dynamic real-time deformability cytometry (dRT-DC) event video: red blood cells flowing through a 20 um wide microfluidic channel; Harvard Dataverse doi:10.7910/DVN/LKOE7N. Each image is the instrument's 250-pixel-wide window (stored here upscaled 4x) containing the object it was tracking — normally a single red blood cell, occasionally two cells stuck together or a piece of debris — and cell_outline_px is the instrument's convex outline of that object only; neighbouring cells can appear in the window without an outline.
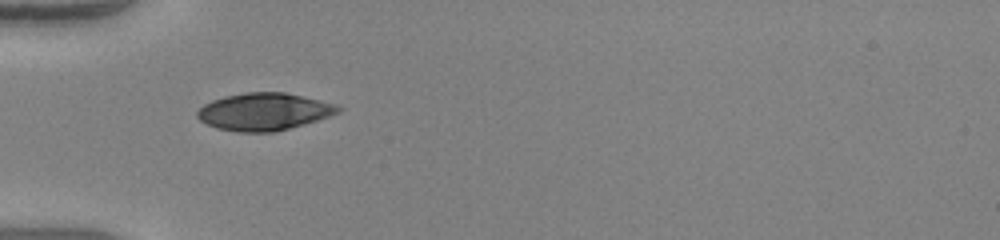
{"species": "human", "species_latin": "Homo sapiens", "temperature_condition": "warm", "stored_images_in_passage": 34, "camera_frame_rate_fps": 3000, "um_per_image_px": 0.085, "donor": {"sex": "female"}, "frame": {"image": 1, "passage_image": 1, "time_ms": 0.0, "image_size_px": [1000, 240], "cell_outline_px": [[344, 108], [340, 112], [304, 124], [272, 132], [236, 132], [216, 128], [200, 120], [196, 116], [196, 112], [204, 104], [212, 100], [224, 96], [244, 92], [284, 92], [336, 104]], "centroid_in_image_um": [22.42, 9.49], "position_along_channel_um": 62.6, "area_um2": 30.58}}
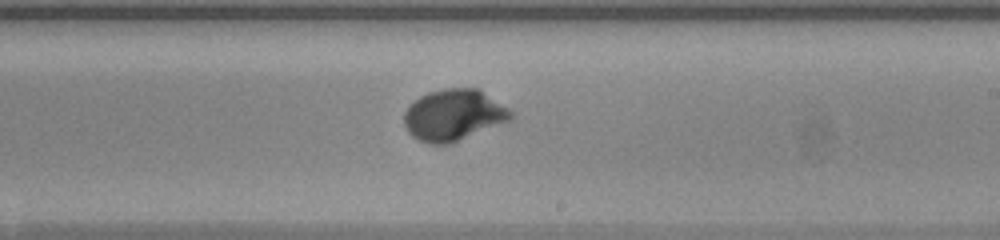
{"frame": {"image": 2, "passage_image": 15, "time_ms": 4.667, "image_size_px": [1000, 240], "cell_outline_px": [[512, 116], [508, 120], [448, 144], [428, 144], [412, 136], [408, 132], [404, 124], [404, 112], [408, 104], [420, 96], [428, 92], [444, 88], [476, 88], [508, 108], [512, 112]], "centroid_in_image_um": [38.47, 9.77], "position_along_channel_um": 250.5, "area_um2": 31.39}}
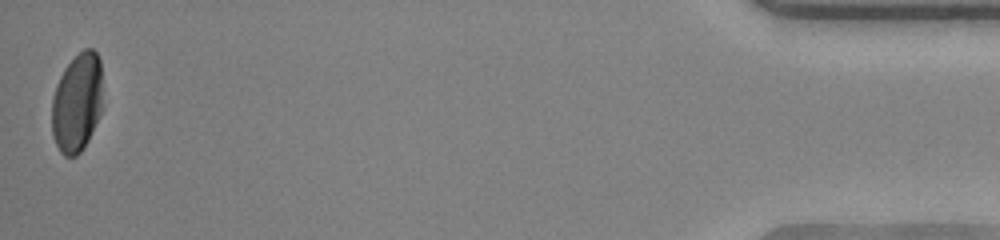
{"frame": {"image": 3, "passage_image": 34, "time_ms": 11.0, "image_size_px": [1000, 240], "cell_outline_px": [[104, 108], [84, 148], [76, 156], [64, 156], [60, 152], [52, 136], [52, 96], [56, 84], [64, 68], [84, 48], [92, 48], [96, 52], [100, 60]], "centroid_in_image_um": [6.57, 8.73], "position_along_channel_um": 428.6, "area_um2": 29.94}, "authors_computed_cell_mechanics": {"area_um2": 30.923, "velocity_mm_per_s": 4.1307, "shape_relaxation_time_tau1_ms": 2.6609, "shape_relaxation_time_tau2_ms": null, "deformation_change_tau1": 0.1881, "deformation_change_tau2": null}}